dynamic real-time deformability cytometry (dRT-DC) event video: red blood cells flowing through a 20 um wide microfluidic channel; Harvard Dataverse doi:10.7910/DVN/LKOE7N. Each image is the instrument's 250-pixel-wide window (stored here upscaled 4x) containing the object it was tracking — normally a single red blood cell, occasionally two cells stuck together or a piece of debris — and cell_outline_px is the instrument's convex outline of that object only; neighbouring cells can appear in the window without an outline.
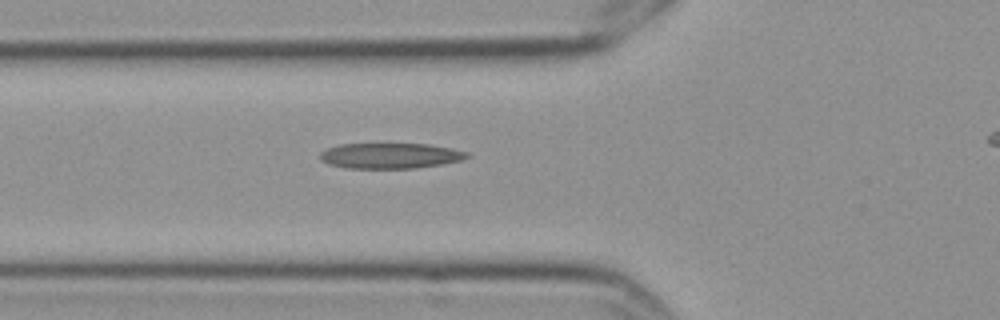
{"species": "Egyptian fruit bat (a non-hibernating species)", "species_latin": "Rousettus aegyptiacus", "temperature_condition": "cold", "stored_images_in_passage": 4, "segment_of_instrument_passage": [1, 2], "camera_frame_rate_fps": 3000, "um_per_image_px": 0.085, "frame": {"image": 1, "passage_image": 3, "time_ms": 0.667, "image_size_px": [1000, 320], "cell_outline_px": [[472, 156], [460, 160], [440, 164], [416, 168], [348, 168], [328, 164], [320, 160], [320, 152], [328, 148], [340, 144], [428, 144], [452, 148], [468, 152]], "centroid_in_image_um": [33.17, 13.23], "position_along_channel_um": 92.6, "area_um2": 21.79}}